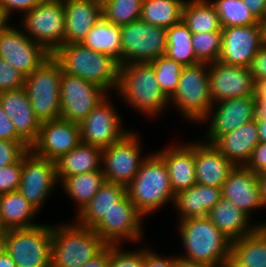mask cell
Listing matches in <instances>:
<instances>
[{"label":"cell","mask_w":266,"mask_h":267,"mask_svg":"<svg viewBox=\"0 0 266 267\" xmlns=\"http://www.w3.org/2000/svg\"><path fill=\"white\" fill-rule=\"evenodd\" d=\"M115 95L120 106L124 103L123 107L133 109L138 116L142 115V119L151 122L170 113L169 100L161 92L151 63L120 65Z\"/></svg>","instance_id":"6da1fadb"},{"label":"cell","mask_w":266,"mask_h":267,"mask_svg":"<svg viewBox=\"0 0 266 267\" xmlns=\"http://www.w3.org/2000/svg\"><path fill=\"white\" fill-rule=\"evenodd\" d=\"M179 246L183 252L180 260L209 265H228L231 240L228 239L209 219L192 217L176 223Z\"/></svg>","instance_id":"7a4b0ae2"},{"label":"cell","mask_w":266,"mask_h":267,"mask_svg":"<svg viewBox=\"0 0 266 267\" xmlns=\"http://www.w3.org/2000/svg\"><path fill=\"white\" fill-rule=\"evenodd\" d=\"M126 193L137 210L148 218L173 205L169 173L164 160L153 150L142 162L134 179L126 186ZM157 212V213H156Z\"/></svg>","instance_id":"3957f363"},{"label":"cell","mask_w":266,"mask_h":267,"mask_svg":"<svg viewBox=\"0 0 266 267\" xmlns=\"http://www.w3.org/2000/svg\"><path fill=\"white\" fill-rule=\"evenodd\" d=\"M52 56L61 64L64 73L92 82L108 94L116 92L120 64L111 56L93 51L81 43L63 44Z\"/></svg>","instance_id":"277c9868"},{"label":"cell","mask_w":266,"mask_h":267,"mask_svg":"<svg viewBox=\"0 0 266 267\" xmlns=\"http://www.w3.org/2000/svg\"><path fill=\"white\" fill-rule=\"evenodd\" d=\"M60 220L52 224L51 267H81L107 246L92 228Z\"/></svg>","instance_id":"5b68a950"},{"label":"cell","mask_w":266,"mask_h":267,"mask_svg":"<svg viewBox=\"0 0 266 267\" xmlns=\"http://www.w3.org/2000/svg\"><path fill=\"white\" fill-rule=\"evenodd\" d=\"M212 105L209 64L197 63L183 67L178 87L169 99L170 111H175L181 122L184 121L192 127L207 116Z\"/></svg>","instance_id":"8992f818"},{"label":"cell","mask_w":266,"mask_h":267,"mask_svg":"<svg viewBox=\"0 0 266 267\" xmlns=\"http://www.w3.org/2000/svg\"><path fill=\"white\" fill-rule=\"evenodd\" d=\"M61 64L50 55L24 79V89L34 114L41 122L59 119L61 114Z\"/></svg>","instance_id":"52a82bcc"},{"label":"cell","mask_w":266,"mask_h":267,"mask_svg":"<svg viewBox=\"0 0 266 267\" xmlns=\"http://www.w3.org/2000/svg\"><path fill=\"white\" fill-rule=\"evenodd\" d=\"M3 248L17 267H51L52 223L6 230Z\"/></svg>","instance_id":"ba28073f"},{"label":"cell","mask_w":266,"mask_h":267,"mask_svg":"<svg viewBox=\"0 0 266 267\" xmlns=\"http://www.w3.org/2000/svg\"><path fill=\"white\" fill-rule=\"evenodd\" d=\"M139 131L132 128L119 141L103 148L102 171L107 182L126 187L134 179L142 162L151 153L150 150L147 153V150L143 152L145 139L141 137L142 133Z\"/></svg>","instance_id":"9c48e42d"},{"label":"cell","mask_w":266,"mask_h":267,"mask_svg":"<svg viewBox=\"0 0 266 267\" xmlns=\"http://www.w3.org/2000/svg\"><path fill=\"white\" fill-rule=\"evenodd\" d=\"M137 210L127 193L92 228L107 245L143 244L148 220ZM145 223V224H144ZM145 225V226H144Z\"/></svg>","instance_id":"30bf717a"},{"label":"cell","mask_w":266,"mask_h":267,"mask_svg":"<svg viewBox=\"0 0 266 267\" xmlns=\"http://www.w3.org/2000/svg\"><path fill=\"white\" fill-rule=\"evenodd\" d=\"M24 33L51 55L65 44V9L63 1L43 0L17 22Z\"/></svg>","instance_id":"8fae6325"},{"label":"cell","mask_w":266,"mask_h":267,"mask_svg":"<svg viewBox=\"0 0 266 267\" xmlns=\"http://www.w3.org/2000/svg\"><path fill=\"white\" fill-rule=\"evenodd\" d=\"M114 97L115 93L108 94L79 123L81 142L105 148L119 141L132 129L124 124L127 120H124L119 105H115Z\"/></svg>","instance_id":"7c38bea8"},{"label":"cell","mask_w":266,"mask_h":267,"mask_svg":"<svg viewBox=\"0 0 266 267\" xmlns=\"http://www.w3.org/2000/svg\"><path fill=\"white\" fill-rule=\"evenodd\" d=\"M122 64L150 63L165 55L166 29L147 24L139 19L120 26Z\"/></svg>","instance_id":"4fadbf2b"},{"label":"cell","mask_w":266,"mask_h":267,"mask_svg":"<svg viewBox=\"0 0 266 267\" xmlns=\"http://www.w3.org/2000/svg\"><path fill=\"white\" fill-rule=\"evenodd\" d=\"M56 189H59L56 162L28 150L22 156L19 192L41 213Z\"/></svg>","instance_id":"5bb4252c"},{"label":"cell","mask_w":266,"mask_h":267,"mask_svg":"<svg viewBox=\"0 0 266 267\" xmlns=\"http://www.w3.org/2000/svg\"><path fill=\"white\" fill-rule=\"evenodd\" d=\"M51 54L30 39L18 23L12 21L0 32V58L27 77Z\"/></svg>","instance_id":"9a60e30c"},{"label":"cell","mask_w":266,"mask_h":267,"mask_svg":"<svg viewBox=\"0 0 266 267\" xmlns=\"http://www.w3.org/2000/svg\"><path fill=\"white\" fill-rule=\"evenodd\" d=\"M255 119V97L244 96L218 101L212 105L207 116L198 124L205 129L200 138L214 143L220 136L234 131ZM203 135V136H202Z\"/></svg>","instance_id":"2e32d148"},{"label":"cell","mask_w":266,"mask_h":267,"mask_svg":"<svg viewBox=\"0 0 266 267\" xmlns=\"http://www.w3.org/2000/svg\"><path fill=\"white\" fill-rule=\"evenodd\" d=\"M107 95L98 85L63 72L60 81V118L80 123Z\"/></svg>","instance_id":"e0dca14e"},{"label":"cell","mask_w":266,"mask_h":267,"mask_svg":"<svg viewBox=\"0 0 266 267\" xmlns=\"http://www.w3.org/2000/svg\"><path fill=\"white\" fill-rule=\"evenodd\" d=\"M222 197L230 200L258 227H262L265 223L266 220L262 219L261 216L257 219L258 210H265L261 199L257 173H254L246 166H235L230 171L222 186Z\"/></svg>","instance_id":"ac0fdd59"},{"label":"cell","mask_w":266,"mask_h":267,"mask_svg":"<svg viewBox=\"0 0 266 267\" xmlns=\"http://www.w3.org/2000/svg\"><path fill=\"white\" fill-rule=\"evenodd\" d=\"M263 43L262 23L241 27L222 28L220 62L233 66L250 67Z\"/></svg>","instance_id":"d6986e66"},{"label":"cell","mask_w":266,"mask_h":267,"mask_svg":"<svg viewBox=\"0 0 266 267\" xmlns=\"http://www.w3.org/2000/svg\"><path fill=\"white\" fill-rule=\"evenodd\" d=\"M80 143L79 123L59 118L42 122L30 150L42 158L56 161Z\"/></svg>","instance_id":"ffe728a7"},{"label":"cell","mask_w":266,"mask_h":267,"mask_svg":"<svg viewBox=\"0 0 266 267\" xmlns=\"http://www.w3.org/2000/svg\"><path fill=\"white\" fill-rule=\"evenodd\" d=\"M209 85L213 104L230 98L254 96L255 82L248 67L220 61L209 64Z\"/></svg>","instance_id":"44dd1931"},{"label":"cell","mask_w":266,"mask_h":267,"mask_svg":"<svg viewBox=\"0 0 266 267\" xmlns=\"http://www.w3.org/2000/svg\"><path fill=\"white\" fill-rule=\"evenodd\" d=\"M181 140L163 144V148L155 152L164 160L168 173L172 191L176 194L179 191L194 186L196 182L195 175V139ZM175 142V143H174ZM165 145V146H164Z\"/></svg>","instance_id":"7402d4cb"},{"label":"cell","mask_w":266,"mask_h":267,"mask_svg":"<svg viewBox=\"0 0 266 267\" xmlns=\"http://www.w3.org/2000/svg\"><path fill=\"white\" fill-rule=\"evenodd\" d=\"M0 106L11 119L17 135L31 147L38 137L42 122L34 114L25 89L0 92Z\"/></svg>","instance_id":"603a6c76"},{"label":"cell","mask_w":266,"mask_h":267,"mask_svg":"<svg viewBox=\"0 0 266 267\" xmlns=\"http://www.w3.org/2000/svg\"><path fill=\"white\" fill-rule=\"evenodd\" d=\"M235 165L212 143L195 140L196 182L204 186L222 188Z\"/></svg>","instance_id":"cb8c5ba5"},{"label":"cell","mask_w":266,"mask_h":267,"mask_svg":"<svg viewBox=\"0 0 266 267\" xmlns=\"http://www.w3.org/2000/svg\"><path fill=\"white\" fill-rule=\"evenodd\" d=\"M65 44L81 43L102 15V0H63Z\"/></svg>","instance_id":"d4e9b609"},{"label":"cell","mask_w":266,"mask_h":267,"mask_svg":"<svg viewBox=\"0 0 266 267\" xmlns=\"http://www.w3.org/2000/svg\"><path fill=\"white\" fill-rule=\"evenodd\" d=\"M221 198L222 188L196 183L175 194L172 213H176V222L192 217H205Z\"/></svg>","instance_id":"484cf974"},{"label":"cell","mask_w":266,"mask_h":267,"mask_svg":"<svg viewBox=\"0 0 266 267\" xmlns=\"http://www.w3.org/2000/svg\"><path fill=\"white\" fill-rule=\"evenodd\" d=\"M259 142L254 119L220 136L213 145L235 166H246Z\"/></svg>","instance_id":"4316f807"},{"label":"cell","mask_w":266,"mask_h":267,"mask_svg":"<svg viewBox=\"0 0 266 267\" xmlns=\"http://www.w3.org/2000/svg\"><path fill=\"white\" fill-rule=\"evenodd\" d=\"M207 217L231 241L249 235L258 228L244 212L224 197L208 212Z\"/></svg>","instance_id":"83f0119b"},{"label":"cell","mask_w":266,"mask_h":267,"mask_svg":"<svg viewBox=\"0 0 266 267\" xmlns=\"http://www.w3.org/2000/svg\"><path fill=\"white\" fill-rule=\"evenodd\" d=\"M102 153L103 148L81 142L63 154L55 161L59 184L66 177L102 170Z\"/></svg>","instance_id":"f1b7e54d"},{"label":"cell","mask_w":266,"mask_h":267,"mask_svg":"<svg viewBox=\"0 0 266 267\" xmlns=\"http://www.w3.org/2000/svg\"><path fill=\"white\" fill-rule=\"evenodd\" d=\"M39 214L19 190L0 195V221L6 230L37 226Z\"/></svg>","instance_id":"f546056e"},{"label":"cell","mask_w":266,"mask_h":267,"mask_svg":"<svg viewBox=\"0 0 266 267\" xmlns=\"http://www.w3.org/2000/svg\"><path fill=\"white\" fill-rule=\"evenodd\" d=\"M228 267H266V231L262 227L231 241Z\"/></svg>","instance_id":"4dcf8cb0"},{"label":"cell","mask_w":266,"mask_h":267,"mask_svg":"<svg viewBox=\"0 0 266 267\" xmlns=\"http://www.w3.org/2000/svg\"><path fill=\"white\" fill-rule=\"evenodd\" d=\"M105 175L102 170L92 171L66 177L60 184L62 195L68 197L73 202V217L90 202L101 186L105 183Z\"/></svg>","instance_id":"1f68e13d"},{"label":"cell","mask_w":266,"mask_h":267,"mask_svg":"<svg viewBox=\"0 0 266 267\" xmlns=\"http://www.w3.org/2000/svg\"><path fill=\"white\" fill-rule=\"evenodd\" d=\"M125 194L124 185L105 181L90 202L73 219L81 226L93 228Z\"/></svg>","instance_id":"d6a6232c"},{"label":"cell","mask_w":266,"mask_h":267,"mask_svg":"<svg viewBox=\"0 0 266 267\" xmlns=\"http://www.w3.org/2000/svg\"><path fill=\"white\" fill-rule=\"evenodd\" d=\"M81 44L93 51L111 56L122 65L120 26L110 23L104 17L92 26Z\"/></svg>","instance_id":"836d02e7"},{"label":"cell","mask_w":266,"mask_h":267,"mask_svg":"<svg viewBox=\"0 0 266 267\" xmlns=\"http://www.w3.org/2000/svg\"><path fill=\"white\" fill-rule=\"evenodd\" d=\"M182 21L192 33L222 31L219 15L210 0H186Z\"/></svg>","instance_id":"e575fe53"},{"label":"cell","mask_w":266,"mask_h":267,"mask_svg":"<svg viewBox=\"0 0 266 267\" xmlns=\"http://www.w3.org/2000/svg\"><path fill=\"white\" fill-rule=\"evenodd\" d=\"M186 0H143L140 19L156 27L169 28L182 20Z\"/></svg>","instance_id":"d590c367"},{"label":"cell","mask_w":266,"mask_h":267,"mask_svg":"<svg viewBox=\"0 0 266 267\" xmlns=\"http://www.w3.org/2000/svg\"><path fill=\"white\" fill-rule=\"evenodd\" d=\"M167 46L165 55L180 63L183 67L200 63L192 46V32L181 20L166 29Z\"/></svg>","instance_id":"8d00e7d4"},{"label":"cell","mask_w":266,"mask_h":267,"mask_svg":"<svg viewBox=\"0 0 266 267\" xmlns=\"http://www.w3.org/2000/svg\"><path fill=\"white\" fill-rule=\"evenodd\" d=\"M219 15L222 28L261 23L242 0H210Z\"/></svg>","instance_id":"74e56055"},{"label":"cell","mask_w":266,"mask_h":267,"mask_svg":"<svg viewBox=\"0 0 266 267\" xmlns=\"http://www.w3.org/2000/svg\"><path fill=\"white\" fill-rule=\"evenodd\" d=\"M143 0H102L103 17L117 26L126 25L141 17Z\"/></svg>","instance_id":"f35d334b"},{"label":"cell","mask_w":266,"mask_h":267,"mask_svg":"<svg viewBox=\"0 0 266 267\" xmlns=\"http://www.w3.org/2000/svg\"><path fill=\"white\" fill-rule=\"evenodd\" d=\"M156 80L161 92L169 100L175 93L183 66L166 55L159 56L152 62Z\"/></svg>","instance_id":"ab89813d"},{"label":"cell","mask_w":266,"mask_h":267,"mask_svg":"<svg viewBox=\"0 0 266 267\" xmlns=\"http://www.w3.org/2000/svg\"><path fill=\"white\" fill-rule=\"evenodd\" d=\"M222 45V31L193 33L192 46L200 63H214L219 60Z\"/></svg>","instance_id":"60d3db41"},{"label":"cell","mask_w":266,"mask_h":267,"mask_svg":"<svg viewBox=\"0 0 266 267\" xmlns=\"http://www.w3.org/2000/svg\"><path fill=\"white\" fill-rule=\"evenodd\" d=\"M109 267H144V243L132 250L126 245H111Z\"/></svg>","instance_id":"b9f144b4"},{"label":"cell","mask_w":266,"mask_h":267,"mask_svg":"<svg viewBox=\"0 0 266 267\" xmlns=\"http://www.w3.org/2000/svg\"><path fill=\"white\" fill-rule=\"evenodd\" d=\"M22 174V157L15 163L0 168V195L17 191Z\"/></svg>","instance_id":"7bdbcfd3"},{"label":"cell","mask_w":266,"mask_h":267,"mask_svg":"<svg viewBox=\"0 0 266 267\" xmlns=\"http://www.w3.org/2000/svg\"><path fill=\"white\" fill-rule=\"evenodd\" d=\"M28 150L25 142L0 139V168L17 162Z\"/></svg>","instance_id":"ee69618b"},{"label":"cell","mask_w":266,"mask_h":267,"mask_svg":"<svg viewBox=\"0 0 266 267\" xmlns=\"http://www.w3.org/2000/svg\"><path fill=\"white\" fill-rule=\"evenodd\" d=\"M144 242V267H179L177 254H164ZM160 252V253H159Z\"/></svg>","instance_id":"f6af8a7d"},{"label":"cell","mask_w":266,"mask_h":267,"mask_svg":"<svg viewBox=\"0 0 266 267\" xmlns=\"http://www.w3.org/2000/svg\"><path fill=\"white\" fill-rule=\"evenodd\" d=\"M42 1L43 0H0V11L9 21L17 22L16 20H18V18L20 19L26 12L33 9ZM15 14H19V17ZM12 18L15 20L13 21Z\"/></svg>","instance_id":"bcb514c9"},{"label":"cell","mask_w":266,"mask_h":267,"mask_svg":"<svg viewBox=\"0 0 266 267\" xmlns=\"http://www.w3.org/2000/svg\"><path fill=\"white\" fill-rule=\"evenodd\" d=\"M25 77L0 58V92L24 87Z\"/></svg>","instance_id":"7dc6e473"},{"label":"cell","mask_w":266,"mask_h":267,"mask_svg":"<svg viewBox=\"0 0 266 267\" xmlns=\"http://www.w3.org/2000/svg\"><path fill=\"white\" fill-rule=\"evenodd\" d=\"M246 167L257 174L266 171V142H259L253 149Z\"/></svg>","instance_id":"c3c4849f"},{"label":"cell","mask_w":266,"mask_h":267,"mask_svg":"<svg viewBox=\"0 0 266 267\" xmlns=\"http://www.w3.org/2000/svg\"><path fill=\"white\" fill-rule=\"evenodd\" d=\"M254 82L266 79V45H263L254 56L249 67Z\"/></svg>","instance_id":"681fc988"},{"label":"cell","mask_w":266,"mask_h":267,"mask_svg":"<svg viewBox=\"0 0 266 267\" xmlns=\"http://www.w3.org/2000/svg\"><path fill=\"white\" fill-rule=\"evenodd\" d=\"M0 139L8 141L24 142L16 132V129L11 122V119L0 106Z\"/></svg>","instance_id":"f907efd6"},{"label":"cell","mask_w":266,"mask_h":267,"mask_svg":"<svg viewBox=\"0 0 266 267\" xmlns=\"http://www.w3.org/2000/svg\"><path fill=\"white\" fill-rule=\"evenodd\" d=\"M111 245H107L98 255L87 261L81 267H109Z\"/></svg>","instance_id":"816d5d0a"},{"label":"cell","mask_w":266,"mask_h":267,"mask_svg":"<svg viewBox=\"0 0 266 267\" xmlns=\"http://www.w3.org/2000/svg\"><path fill=\"white\" fill-rule=\"evenodd\" d=\"M242 1L260 22L266 17V0H242Z\"/></svg>","instance_id":"f5cc1de1"},{"label":"cell","mask_w":266,"mask_h":267,"mask_svg":"<svg viewBox=\"0 0 266 267\" xmlns=\"http://www.w3.org/2000/svg\"><path fill=\"white\" fill-rule=\"evenodd\" d=\"M255 99H266V79L255 81Z\"/></svg>","instance_id":"db71d44e"},{"label":"cell","mask_w":266,"mask_h":267,"mask_svg":"<svg viewBox=\"0 0 266 267\" xmlns=\"http://www.w3.org/2000/svg\"><path fill=\"white\" fill-rule=\"evenodd\" d=\"M255 119H266V99H255Z\"/></svg>","instance_id":"11a10c76"},{"label":"cell","mask_w":266,"mask_h":267,"mask_svg":"<svg viewBox=\"0 0 266 267\" xmlns=\"http://www.w3.org/2000/svg\"><path fill=\"white\" fill-rule=\"evenodd\" d=\"M257 177L259 181L261 199H262L264 208L266 209V171L258 173Z\"/></svg>","instance_id":"9f6ffc18"},{"label":"cell","mask_w":266,"mask_h":267,"mask_svg":"<svg viewBox=\"0 0 266 267\" xmlns=\"http://www.w3.org/2000/svg\"><path fill=\"white\" fill-rule=\"evenodd\" d=\"M0 267H17L11 256L4 249H0Z\"/></svg>","instance_id":"6f0895ef"},{"label":"cell","mask_w":266,"mask_h":267,"mask_svg":"<svg viewBox=\"0 0 266 267\" xmlns=\"http://www.w3.org/2000/svg\"><path fill=\"white\" fill-rule=\"evenodd\" d=\"M257 124L258 138L260 142H266V119H255Z\"/></svg>","instance_id":"680465c9"},{"label":"cell","mask_w":266,"mask_h":267,"mask_svg":"<svg viewBox=\"0 0 266 267\" xmlns=\"http://www.w3.org/2000/svg\"><path fill=\"white\" fill-rule=\"evenodd\" d=\"M179 267H228V265H209L205 263H193L180 260Z\"/></svg>","instance_id":"91938a15"},{"label":"cell","mask_w":266,"mask_h":267,"mask_svg":"<svg viewBox=\"0 0 266 267\" xmlns=\"http://www.w3.org/2000/svg\"><path fill=\"white\" fill-rule=\"evenodd\" d=\"M9 23V20L5 17V15L0 11V32L2 29Z\"/></svg>","instance_id":"94428289"},{"label":"cell","mask_w":266,"mask_h":267,"mask_svg":"<svg viewBox=\"0 0 266 267\" xmlns=\"http://www.w3.org/2000/svg\"><path fill=\"white\" fill-rule=\"evenodd\" d=\"M5 233H6V229L3 227L0 221V249L3 248Z\"/></svg>","instance_id":"6125c7cd"},{"label":"cell","mask_w":266,"mask_h":267,"mask_svg":"<svg viewBox=\"0 0 266 267\" xmlns=\"http://www.w3.org/2000/svg\"><path fill=\"white\" fill-rule=\"evenodd\" d=\"M263 28V43L266 45V17L261 21Z\"/></svg>","instance_id":"be15d7a7"},{"label":"cell","mask_w":266,"mask_h":267,"mask_svg":"<svg viewBox=\"0 0 266 267\" xmlns=\"http://www.w3.org/2000/svg\"><path fill=\"white\" fill-rule=\"evenodd\" d=\"M262 228L266 231V221H265V223L263 224Z\"/></svg>","instance_id":"e7e4bbea"}]
</instances>
